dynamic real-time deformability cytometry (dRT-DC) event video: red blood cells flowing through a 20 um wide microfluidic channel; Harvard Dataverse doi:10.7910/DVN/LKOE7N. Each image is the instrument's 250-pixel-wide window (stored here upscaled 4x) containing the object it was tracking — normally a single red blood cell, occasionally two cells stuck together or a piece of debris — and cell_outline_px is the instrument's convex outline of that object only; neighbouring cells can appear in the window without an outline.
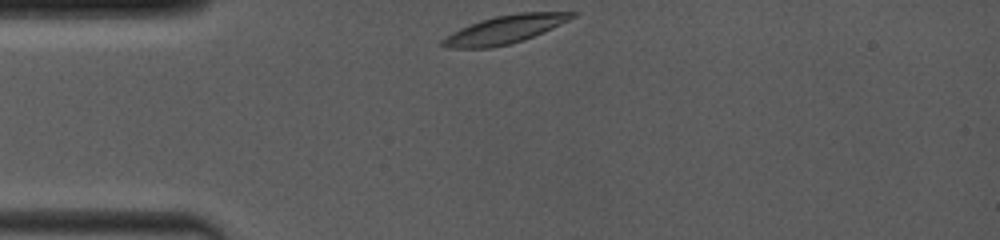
{"species": "common noctule bat (a hibernating species)", "species_latin": "Nyctalus noctula", "temperature_condition": "room temperature", "stored_images_in_passage": 37, "camera_frame_rate_fps": 4000, "um_per_image_px": 0.085, "animal": {"sex": "female", "body_mass_g": 19.0, "forearm_length_mm": 53.3}, "frame": {"image": 1, "passage_image": 1, "time_ms": 0.0, "image_size_px": [1000, 240], "cell_outline_px": [[580, 12], [576, 16], [552, 28], [524, 40], [508, 44], [488, 48], [444, 48], [440, 44], [440, 40], [452, 32], [460, 28], [496, 16], [520, 12]], "centroid_in_image_um": [42.89, 2.51], "position_along_channel_um": 42.1, "area_um2": 20.98}}
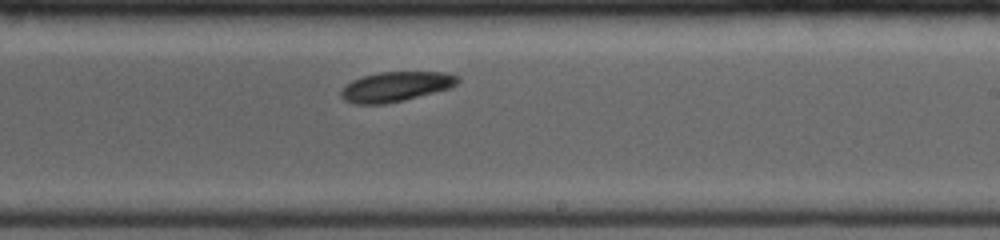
{"frame": {"image": 2, "passage_image": 21, "time_ms": 6.0, "image_size_px": [1000, 240], "cell_outline_px": [[460, 80], [456, 84], [448, 88], [404, 100], [384, 104], [356, 104], [344, 100], [340, 96], [340, 92], [352, 80], [364, 76], [380, 72], [444, 72], [460, 76]], "centroid_in_image_um": [33.64, 7.36], "position_along_channel_um": 255.4, "area_um2": 20.06}}
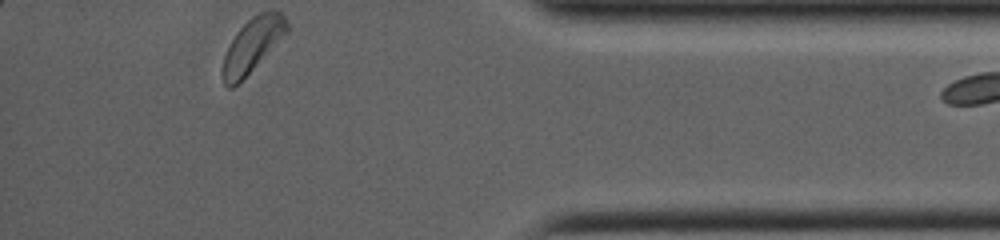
{"frame": {"image": 3, "passage_image": 36, "time_ms": 10.5, "image_size_px": [1000, 240], "cell_outline_px": [[288, 32], [232, 88], [228, 88], [224, 84], [220, 72], [224, 56], [236, 32], [252, 16], [260, 12], [280, 12], [288, 20]], "centroid_in_image_um": [21.43, 3.83], "position_along_channel_um": 413.8, "area_um2": 19.65}}